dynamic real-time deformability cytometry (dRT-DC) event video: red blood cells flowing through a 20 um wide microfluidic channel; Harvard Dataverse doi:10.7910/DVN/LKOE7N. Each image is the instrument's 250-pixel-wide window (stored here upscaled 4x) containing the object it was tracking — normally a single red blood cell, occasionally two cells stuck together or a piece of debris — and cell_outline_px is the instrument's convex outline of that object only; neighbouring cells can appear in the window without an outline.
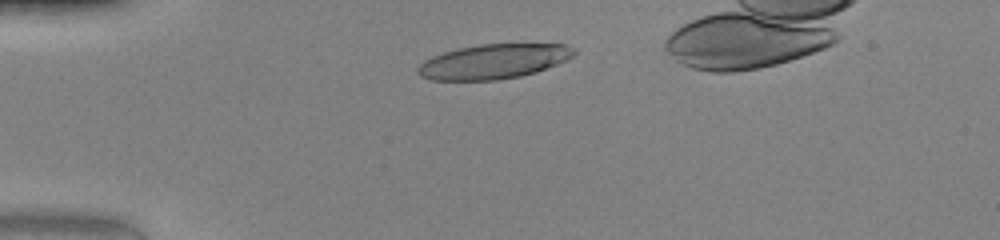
{"species": "human", "species_latin": "Homo sapiens", "temperature_condition": "warm", "stored_images_in_passage": 38, "camera_frame_rate_fps": 3000, "um_per_image_px": 0.085, "donor": {"sex": "female"}, "frame": {"image": 1, "passage_image": 6, "time_ms": 1.667, "image_size_px": [1000, 240], "cell_outline_px": [[576, 52], [572, 56], [556, 64], [536, 72], [520, 76], [496, 80], [428, 80], [420, 76], [416, 72], [416, 68], [424, 60], [432, 56], [444, 52], [460, 48], [480, 44], [564, 44], [576, 48]], "centroid_in_image_um": [41.91, 5.23], "position_along_channel_um": 43.1, "area_um2": 31.5}}
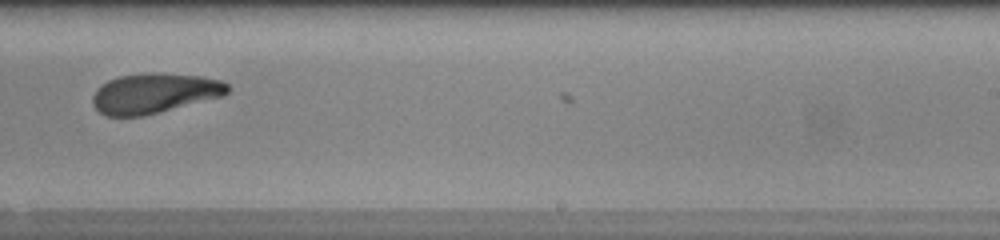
{"frame": {"image": 2, "passage_image": 25, "time_ms": 8.0, "image_size_px": [1000, 240], "cell_outline_px": [[228, 92], [224, 96], [144, 116], [104, 116], [92, 104], [92, 96], [96, 88], [108, 80], [120, 76], [152, 72], [200, 76], [220, 80], [228, 84]], "centroid_in_image_um": [13.1, 7.93], "position_along_channel_um": 275.9, "area_um2": 31.56}}
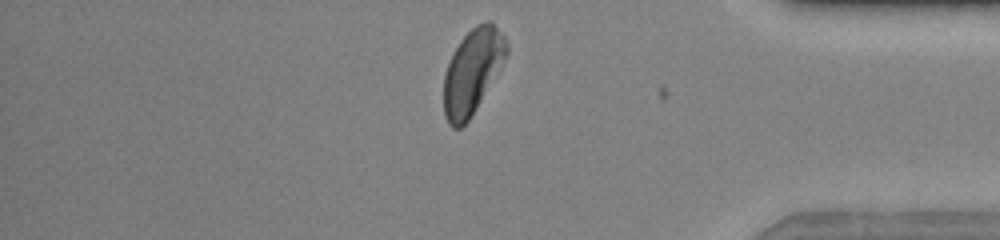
{"frame": {"image": 3, "passage_image": 35, "time_ms": 11.333, "image_size_px": [1000, 240], "cell_outline_px": [[508, 52], [468, 120], [460, 128], [452, 128], [448, 124], [444, 116], [444, 76], [448, 64], [460, 40], [476, 24], [484, 20], [488, 20], [504, 36], [508, 44]], "centroid_in_image_um": [40.12, 6.05], "position_along_channel_um": 395.1, "area_um2": 30.06}}